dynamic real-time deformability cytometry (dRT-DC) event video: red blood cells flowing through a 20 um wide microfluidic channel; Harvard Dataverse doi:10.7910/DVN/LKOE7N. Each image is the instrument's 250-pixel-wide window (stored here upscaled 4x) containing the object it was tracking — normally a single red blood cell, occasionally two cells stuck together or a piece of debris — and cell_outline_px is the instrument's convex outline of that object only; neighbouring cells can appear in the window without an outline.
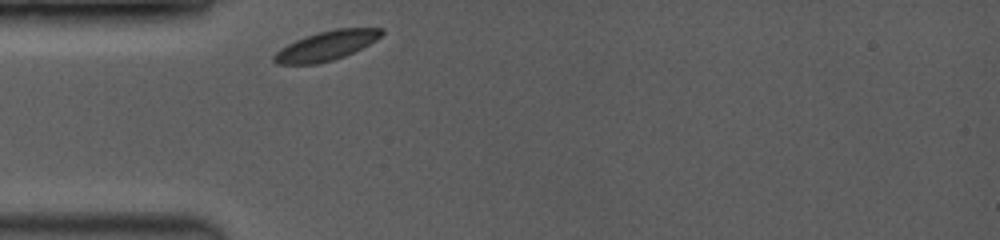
{"species": "common noctule bat (a hibernating species)", "species_latin": "Nyctalus noctula", "temperature_condition": "room temperature", "stored_images_in_passage": 38, "camera_frame_rate_fps": 3500, "um_per_image_px": 0.085, "animal": {"sex": "female", "body_mass_g": 19.0, "forearm_length_mm": 53.3}, "frame": {"image": 1, "passage_image": 1, "time_ms": 0.0, "image_size_px": [1000, 240], "cell_outline_px": [[384, 32], [376, 40], [344, 56], [332, 60], [316, 64], [276, 64], [272, 60], [272, 56], [280, 48], [304, 36], [336, 28], [384, 28]], "centroid_in_image_um": [27.7, 3.88], "position_along_channel_um": 57.3, "area_um2": 18.26}}
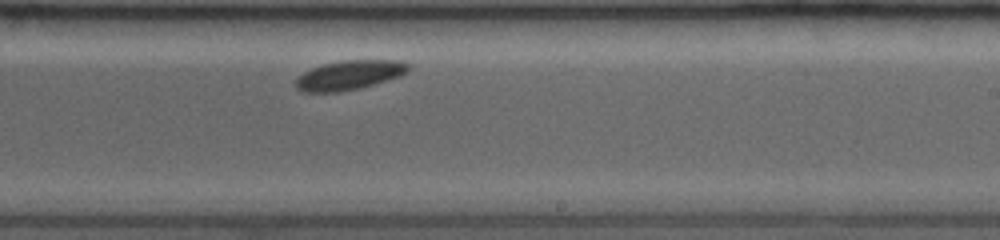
{"frame": {"image": 2, "passage_image": 25, "time_ms": 5.429, "image_size_px": [1000, 240], "cell_outline_px": [[412, 68], [408, 72], [400, 76], [372, 84], [340, 92], [304, 92], [296, 88], [296, 80], [304, 72], [312, 68], [324, 64], [340, 60], [396, 60], [408, 64]], "centroid_in_image_um": [29.71, 6.37], "position_along_channel_um": 259.3, "area_um2": 19.07}}
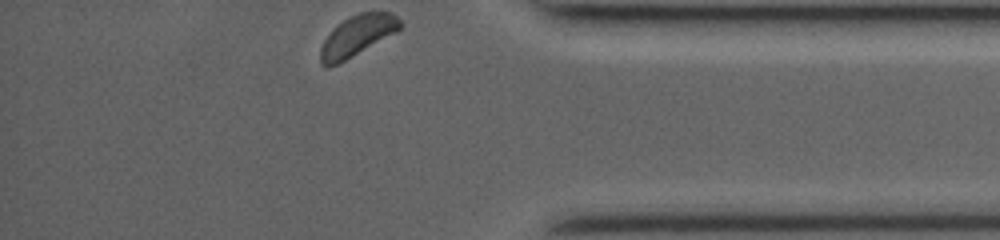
{"frame": {"image": 3, "passage_image": 38, "time_ms": 9.429, "image_size_px": [1000, 240], "cell_outline_px": [[404, 24], [396, 32], [344, 60], [336, 64], [320, 64], [320, 48], [324, 40], [332, 28], [348, 16], [360, 12], [392, 12]], "centroid_in_image_um": [30.37, 2.98], "position_along_channel_um": 404.8, "area_um2": 18.55}}